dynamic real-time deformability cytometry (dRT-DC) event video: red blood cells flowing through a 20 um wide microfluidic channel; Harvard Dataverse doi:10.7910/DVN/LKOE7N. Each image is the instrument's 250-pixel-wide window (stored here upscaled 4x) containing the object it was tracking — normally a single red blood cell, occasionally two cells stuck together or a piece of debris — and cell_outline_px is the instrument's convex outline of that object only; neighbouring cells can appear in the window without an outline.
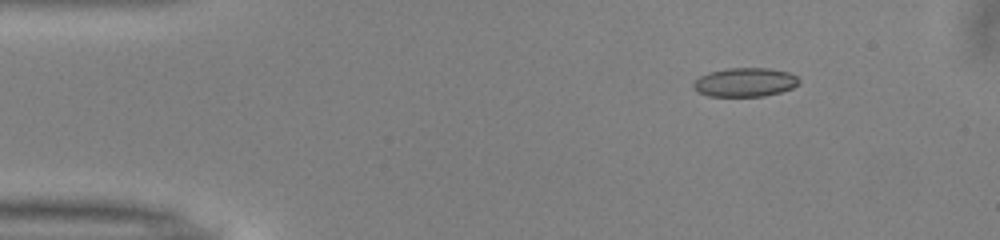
{"species": "common noctule bat (a hibernating species)", "species_latin": "Nyctalus noctula", "temperature_condition": "warm", "stored_images_in_passage": 45, "camera_frame_rate_fps": 3000, "um_per_image_px": 0.085, "animal": {"sex": "male", "body_mass_g": 13.0, "forearm_length_mm": 53.1}, "frame": {"image": 1, "passage_image": 1, "time_ms": 0.0, "image_size_px": [1000, 240], "cell_outline_px": [[800, 84], [792, 88], [780, 92], [764, 96], [708, 96], [696, 92], [692, 88], [692, 84], [700, 76], [708, 72], [728, 68], [768, 68], [788, 72], [796, 76], [800, 80]], "centroid_in_image_um": [63.3, 6.99], "position_along_channel_um": 21.7, "area_um2": 17.92}}
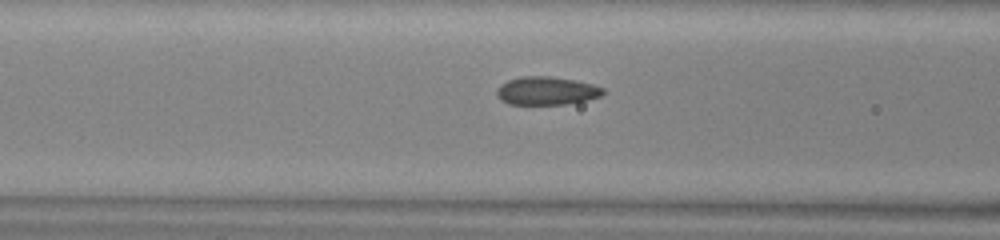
{"frame": {"image": 2, "passage_image": 14, "time_ms": 4.333, "image_size_px": [1000, 240], "cell_outline_px": [[604, 92], [600, 96], [584, 100], [564, 104], [508, 104], [500, 100], [496, 92], [500, 84], [508, 80], [520, 76], [548, 76], [576, 80], [592, 84], [604, 88]], "centroid_in_image_um": [46.42, 7.71], "position_along_channel_um": 120.2, "area_um2": 17.4}}
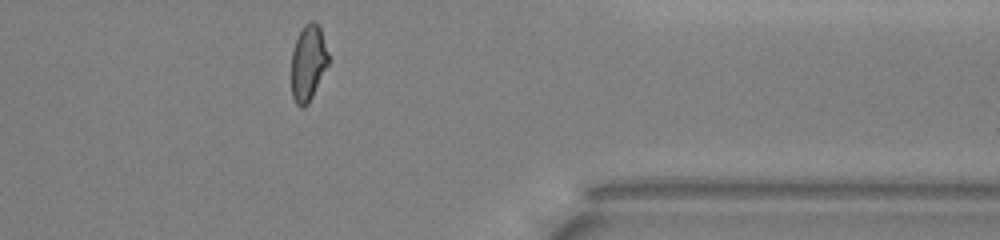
{"frame": {"image": 3, "passage_image": 35, "time_ms": 11.333, "image_size_px": [1000, 240], "cell_outline_px": [[332, 60], [308, 104], [300, 108], [296, 104], [292, 96], [292, 52], [296, 40], [304, 24], [308, 20], [312, 20], [320, 28]], "centroid_in_image_um": [26.24, 5.35], "position_along_channel_um": 385.2, "area_um2": 16.7}, "authors_computed_cell_mechanics": {"area_um2": 17.5134, "velocity_mm_per_s": 4.0469, "shape_relaxation_time_tau1_ms": 5.7105, "shape_relaxation_time_tau2_ms": 1.0246, "deformation_change_tau1": 0.1442, "deformation_change_tau2": 0.0544}}